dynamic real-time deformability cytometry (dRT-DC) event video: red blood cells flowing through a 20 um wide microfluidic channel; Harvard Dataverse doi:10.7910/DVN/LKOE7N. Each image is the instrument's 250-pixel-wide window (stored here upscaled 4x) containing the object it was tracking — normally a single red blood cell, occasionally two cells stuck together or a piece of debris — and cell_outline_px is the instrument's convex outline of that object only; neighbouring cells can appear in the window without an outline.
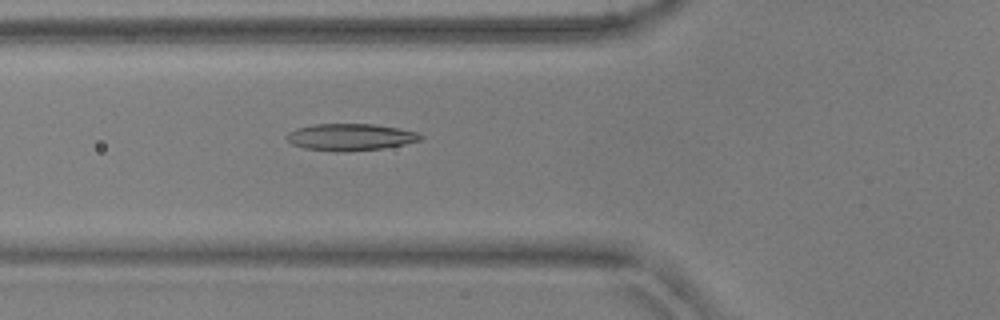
{"species": "common noctule bat (a hibernating species)", "species_latin": "Nyctalus noctula", "temperature_condition": "warm", "stored_images_in_passage": 53, "segment_of_instrument_passage": [1, 2], "camera_frame_rate_fps": 3000, "um_per_image_px": 0.085, "animal": {"sex": "male", "body_mass_g": 17.9, "forearm_length_mm": 54.2}, "frame": {"image": 1, "passage_image": 19, "time_ms": 6.0, "image_size_px": [1000, 320], "cell_outline_px": [[424, 136], [420, 140], [404, 144], [384, 148], [344, 152], [336, 152], [304, 148], [292, 144], [284, 136], [288, 132], [296, 128], [316, 124], [372, 124], [400, 128], [420, 132]], "centroid_in_image_um": [29.79, 11.65], "position_along_channel_um": 96.0, "area_um2": 21.15}}
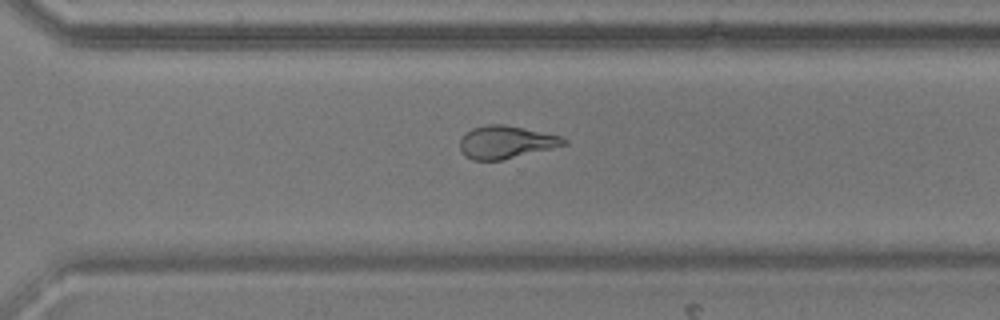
{"frame": {"image": 2, "passage_image": 37, "time_ms": 12.0, "image_size_px": [1000, 320], "cell_outline_px": [[568, 144], [500, 160], [472, 160], [464, 156], [460, 148], [460, 140], [472, 128], [484, 124], [504, 124], [560, 136], [568, 140]], "centroid_in_image_um": [42.98, 12.08], "position_along_channel_um": 327.6, "area_um2": 19.54}}
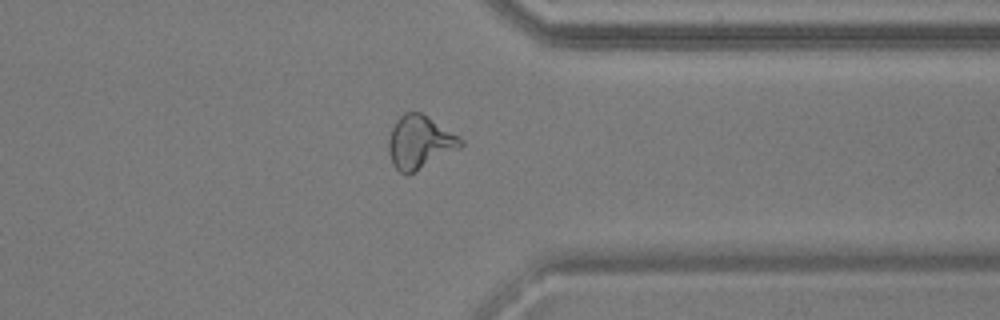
{"frame": {"image": 3, "passage_image": 41, "time_ms": 13.333, "image_size_px": [1000, 320], "cell_outline_px": [[464, 144], [460, 148], [408, 176], [400, 172], [392, 164], [388, 152], [388, 140], [392, 128], [396, 120], [404, 112], [420, 112], [428, 116], [460, 136], [464, 140]], "centroid_in_image_um": [35.68, 12.1], "position_along_channel_um": 375.7, "area_um2": 22.6}}